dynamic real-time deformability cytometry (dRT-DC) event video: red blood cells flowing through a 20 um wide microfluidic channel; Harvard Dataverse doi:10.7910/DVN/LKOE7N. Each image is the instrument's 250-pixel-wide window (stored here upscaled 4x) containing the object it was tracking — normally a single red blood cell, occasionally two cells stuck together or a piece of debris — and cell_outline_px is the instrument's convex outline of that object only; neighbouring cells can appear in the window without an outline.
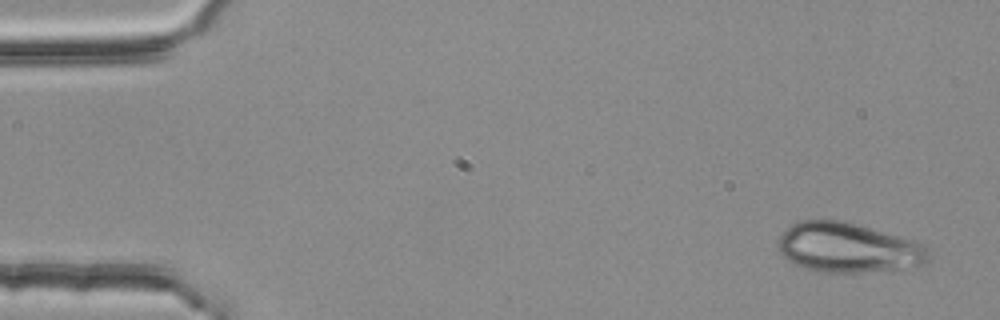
{"species": "common noctule bat (a hibernating species)", "species_latin": "Nyctalus noctula", "temperature_condition": "room temperature", "stored_images_in_passage": 5, "camera_frame_rate_fps": 3000, "um_per_image_px": 0.085, "animal": {"sex": "female", "body_mass_g": 25.1}, "frame": {"image": 1, "passage_image": 1, "time_ms": 0.0, "image_size_px": [1000, 320], "cell_outline_px": [[932, 256], [924, 264], [896, 268], [860, 272], [816, 272], [804, 268], [788, 260], [780, 252], [776, 244], [780, 236], [792, 224], [800, 220], [844, 220], [860, 224], [912, 240], [928, 248]], "centroid_in_image_um": [72.06, 21.04], "position_along_channel_um": 12.9, "area_um2": 43.47}}